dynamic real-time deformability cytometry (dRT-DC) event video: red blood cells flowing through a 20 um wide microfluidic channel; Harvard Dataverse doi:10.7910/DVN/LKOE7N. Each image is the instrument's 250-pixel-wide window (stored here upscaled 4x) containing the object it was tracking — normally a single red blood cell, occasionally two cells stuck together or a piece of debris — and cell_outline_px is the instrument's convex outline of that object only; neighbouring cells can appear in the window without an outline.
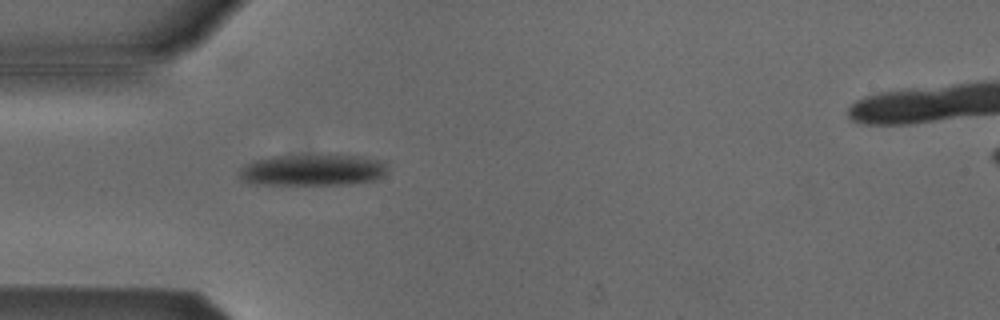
{"species": "Egyptian fruit bat (a non-hibernating species)", "species_latin": "Rousettus aegyptiacus", "temperature_condition": "cold", "stored_images_in_passage": 5, "camera_frame_rate_fps": 3000, "um_per_image_px": 0.085, "animal": {"sex": "male"}, "frame": {"image": 1, "passage_image": 4, "time_ms": 3.333, "image_size_px": [1000, 320], "cell_outline_px": [[388, 172], [384, 176], [372, 180], [348, 184], [248, 184], [240, 180], [236, 176], [236, 172], [240, 168], [256, 160], [272, 156], [356, 156], [380, 160], [388, 168]], "centroid_in_image_um": [26.5, 14.47], "position_along_channel_um": 58.5, "area_um2": 26.93}}